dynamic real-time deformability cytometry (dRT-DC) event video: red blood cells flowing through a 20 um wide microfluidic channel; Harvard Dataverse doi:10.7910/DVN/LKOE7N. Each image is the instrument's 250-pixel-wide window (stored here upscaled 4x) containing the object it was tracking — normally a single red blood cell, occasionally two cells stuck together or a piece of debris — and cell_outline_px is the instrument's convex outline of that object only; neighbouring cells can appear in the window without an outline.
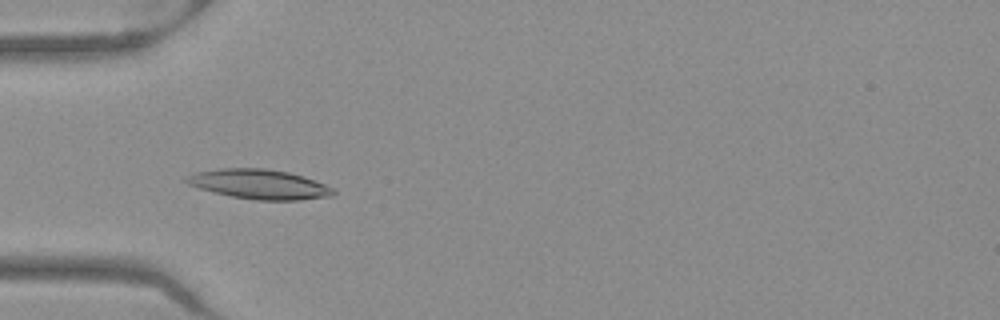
{"species": "Egyptian fruit bat (a non-hibernating species)", "species_latin": "Rousettus aegyptiacus", "temperature_condition": "warm", "stored_images_in_passage": 52, "camera_frame_rate_fps": 3000, "um_per_image_px": 0.085, "frame": {"image": 1, "passage_image": 17, "time_ms": 5.333, "image_size_px": [1000, 320], "cell_outline_px": [[336, 192], [332, 196], [300, 200], [256, 200], [232, 196], [212, 192], [188, 184], [184, 180], [188, 176], [196, 172], [220, 168], [264, 168], [288, 172], [304, 176], [324, 184], [332, 188]], "centroid_in_image_um": [22.05, 15.66], "position_along_channel_um": 63.0, "area_um2": 25.26}}
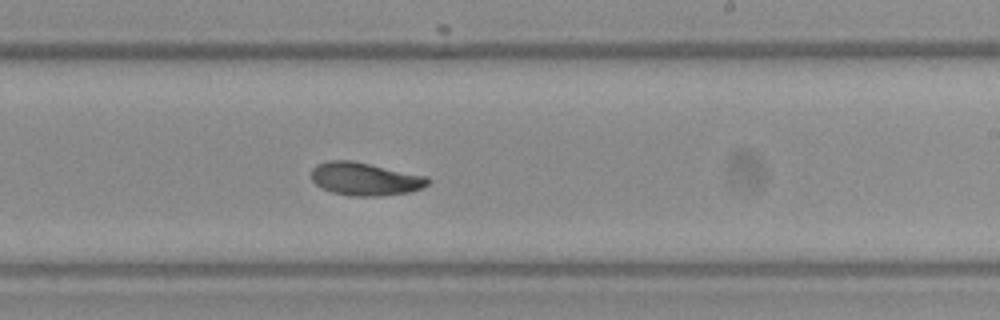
{"frame": {"image": 2, "passage_image": 32, "time_ms": 10.333, "image_size_px": [1000, 320], "cell_outline_px": [[432, 180], [428, 184], [420, 188], [408, 192], [380, 196], [352, 196], [332, 192], [320, 188], [312, 180], [312, 168], [316, 164], [328, 160], [352, 160], [428, 176]], "centroid_in_image_um": [31.02, 15.2], "position_along_channel_um": 258.0, "area_um2": 22.54}}
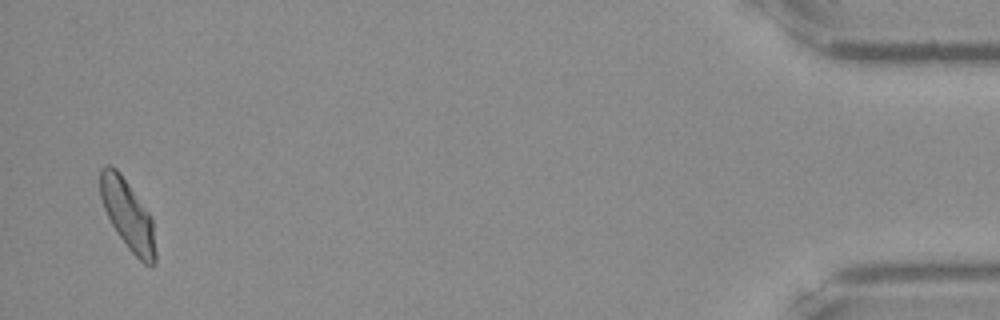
{"frame": {"image": 3, "passage_image": 51, "time_ms": 16.667, "image_size_px": [1000, 320], "cell_outline_px": [[156, 264], [152, 268], [144, 264], [128, 248], [112, 224], [104, 208], [100, 196], [100, 168], [104, 164], [108, 164], [116, 168], [120, 172], [152, 216], [156, 252]], "centroid_in_image_um": [10.88, 18.26], "position_along_channel_um": 424.3, "area_um2": 22.6}, "authors_computed_cell_mechanics": {"area_um2": 22.5998, "velocity_mm_per_s": 3.936, "shape_relaxation_time_tau1_ms": 5.415, "shape_relaxation_time_tau2_ms": 3.2426, "deformation_change_tau1": 0.1597, "deformation_change_tau2": 0.0899}}